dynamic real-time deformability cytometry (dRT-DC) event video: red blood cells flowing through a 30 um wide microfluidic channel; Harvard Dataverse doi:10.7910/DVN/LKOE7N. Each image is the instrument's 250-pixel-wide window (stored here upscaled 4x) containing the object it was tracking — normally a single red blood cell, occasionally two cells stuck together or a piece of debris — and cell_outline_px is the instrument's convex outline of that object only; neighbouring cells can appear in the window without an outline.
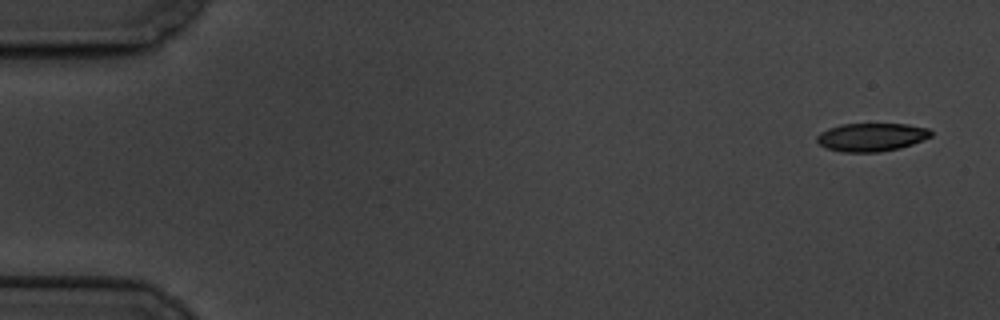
{"species": "common noctule bat (a hibernating species)", "species_latin": "Nyctalus noctula", "temperature_condition": "cold", "stored_images_in_passage": 6, "camera_frame_rate_fps": 3000, "um_per_image_px": 0.085, "animal": {"sex": "male", "body_mass_g": 19.5, "forearm_length_mm": 54.6}, "frame": {"image": 1, "passage_image": 1, "time_ms": 0.0, "image_size_px": [1000, 320], "cell_outline_px": [[932, 136], [912, 144], [900, 148], [880, 152], [840, 152], [824, 148], [816, 140], [816, 136], [820, 132], [828, 128], [840, 124], [908, 124], [928, 128], [932, 132]], "centroid_in_image_um": [74.05, 11.66], "position_along_channel_um": 11.0, "area_um2": 18.96}}
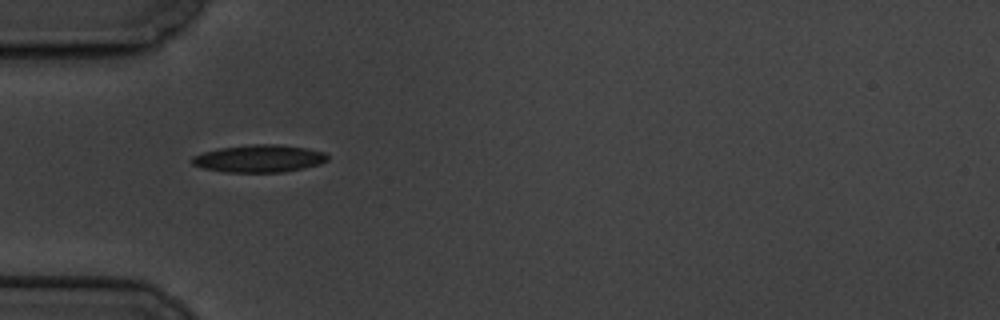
{"frame": {"image": 2, "passage_image": 5, "time_ms": 5.333, "image_size_px": [1000, 320], "cell_outline_px": [[328, 160], [320, 164], [284, 172], [224, 172], [200, 168], [192, 164], [192, 156], [204, 152], [220, 148], [252, 144], [276, 144], [308, 148], [324, 152], [328, 156]], "centroid_in_image_um": [22.02, 13.48], "position_along_channel_um": 63.0, "area_um2": 21.73}}
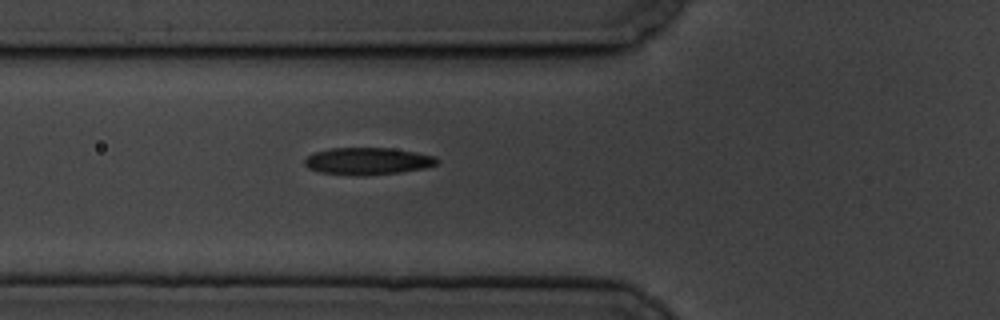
{"frame": {"image": 3, "passage_image": 6, "time_ms": 6.333, "image_size_px": [1000, 320], "cell_outline_px": [[440, 160], [436, 164], [424, 168], [400, 172], [364, 176], [356, 176], [320, 172], [308, 168], [304, 164], [304, 160], [312, 152], [328, 148], [392, 148], [416, 152], [436, 156]], "centroid_in_image_um": [31.24, 13.69], "position_along_channel_um": 94.6, "area_um2": 21.15}}